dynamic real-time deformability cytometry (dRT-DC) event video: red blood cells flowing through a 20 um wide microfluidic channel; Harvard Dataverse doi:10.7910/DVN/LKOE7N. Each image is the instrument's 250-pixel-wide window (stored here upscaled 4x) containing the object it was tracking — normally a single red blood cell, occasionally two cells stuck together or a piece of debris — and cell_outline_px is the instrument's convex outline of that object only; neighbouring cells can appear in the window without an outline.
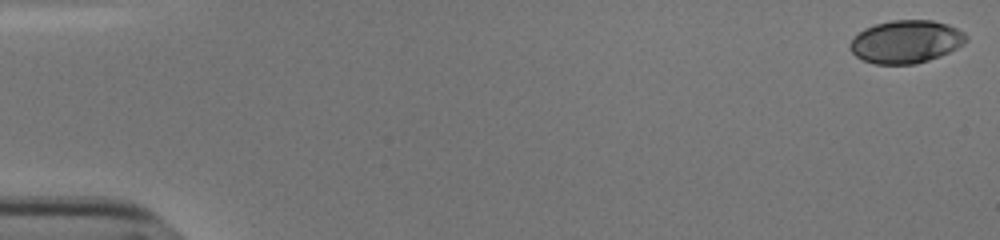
{"species": "human", "species_latin": "Homo sapiens", "temperature_condition": "cold", "stored_images_in_passage": 46, "camera_frame_rate_fps": 3000, "um_per_image_px": 0.085, "donor": {"sex": "male"}, "frame": {"image": 1, "passage_image": 1, "time_ms": 0.0, "image_size_px": [1000, 240], "cell_outline_px": [[968, 40], [964, 44], [940, 56], [916, 64], [876, 64], [864, 60], [856, 56], [848, 48], [848, 44], [864, 28], [876, 24], [892, 20], [932, 20], [948, 24], [964, 32], [968, 36]], "centroid_in_image_um": [77.02, 3.54], "position_along_channel_um": 8.0, "area_um2": 29.02}}
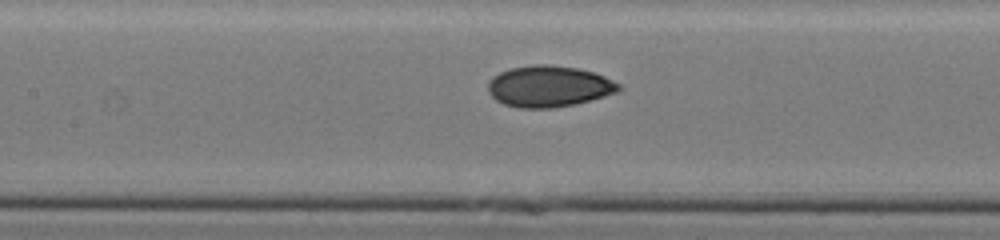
{"frame": {"image": 2, "passage_image": 26, "time_ms": 8.333, "image_size_px": [1000, 240], "cell_outline_px": [[620, 88], [616, 92], [604, 96], [576, 104], [552, 108], [520, 108], [504, 104], [496, 100], [488, 92], [488, 84], [492, 76], [508, 68], [532, 64], [548, 64], [576, 68], [592, 72], [604, 76], [620, 84]], "centroid_in_image_um": [46.62, 7.33], "position_along_channel_um": 160.8, "area_um2": 31.44}}
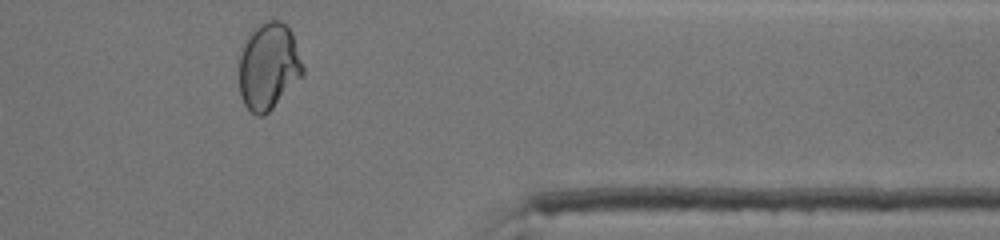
{"frame": {"image": 3, "passage_image": 45, "time_ms": 14.667, "image_size_px": [1000, 240], "cell_outline_px": [[304, 76], [264, 116], [256, 116], [244, 104], [240, 96], [240, 56], [244, 44], [248, 36], [260, 24], [268, 20], [280, 20], [292, 32], [304, 68]], "centroid_in_image_um": [22.85, 5.66], "position_along_channel_um": 388.5, "area_um2": 32.08}, "authors_computed_cell_mechanics": {"area_um2": 30.2294, "velocity_mm_per_s": 3.8324, "shape_relaxation_time_tau1_ms": 11.3571, "shape_relaxation_time_tau2_ms": 1.3269, "deformation_change_tau1": 0.2281, "deformation_change_tau2": 0.0451}}